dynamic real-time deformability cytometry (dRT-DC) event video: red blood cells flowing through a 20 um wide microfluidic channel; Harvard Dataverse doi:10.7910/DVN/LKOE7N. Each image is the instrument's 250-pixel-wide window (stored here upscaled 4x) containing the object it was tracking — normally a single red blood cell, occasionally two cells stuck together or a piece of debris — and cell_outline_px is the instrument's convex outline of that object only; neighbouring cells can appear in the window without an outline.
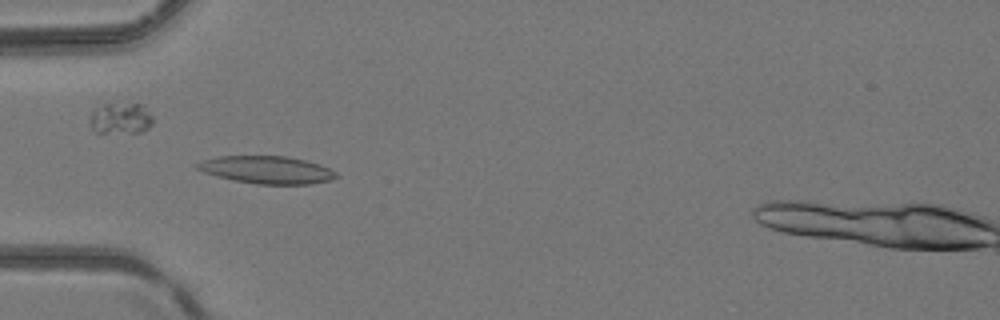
{"species": "common noctule bat (a hibernating species)", "species_latin": "Nyctalus noctula", "temperature_condition": "room temperature", "stored_images_in_passage": 7, "camera_frame_rate_fps": 3000, "um_per_image_px": 0.085, "animal": {"sex": "female", "body_mass_g": 24.6, "forearm_length_mm": 56.2}, "frame": {"image": 1, "passage_image": 5, "time_ms": 5.0, "image_size_px": [1000, 320], "cell_outline_px": [[340, 176], [332, 180], [308, 184], [256, 184], [216, 176], [204, 172], [196, 168], [196, 164], [204, 160], [220, 156], [288, 156], [320, 164], [336, 172]], "centroid_in_image_um": [22.72, 14.43], "position_along_channel_um": 62.3, "area_um2": 22.2}}
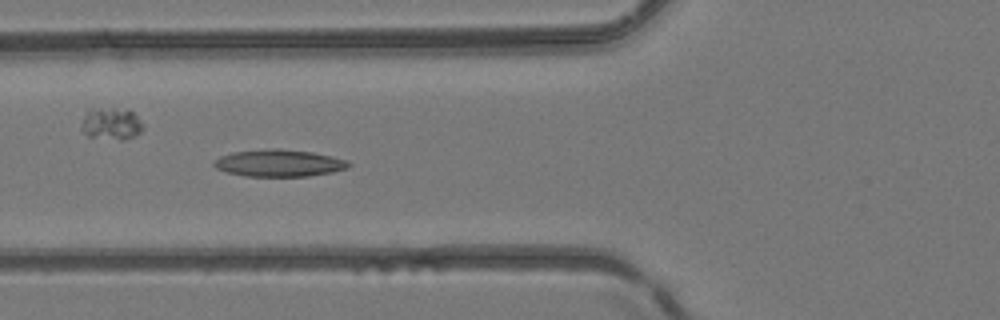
{"frame": {"image": 2, "passage_image": 6, "time_ms": 6.0, "image_size_px": [1000, 320], "cell_outline_px": [[352, 164], [348, 168], [332, 172], [308, 176], [244, 176], [224, 172], [216, 168], [212, 164], [212, 160], [220, 156], [232, 152], [272, 148], [280, 148], [312, 152], [332, 156], [348, 160]], "centroid_in_image_um": [23.69, 13.86], "position_along_channel_um": 102.1, "area_um2": 21.5}}